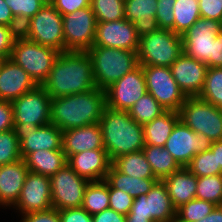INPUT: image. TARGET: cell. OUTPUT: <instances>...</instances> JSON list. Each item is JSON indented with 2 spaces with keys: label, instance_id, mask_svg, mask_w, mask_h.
Here are the masks:
<instances>
[{
  "label": "cell",
  "instance_id": "obj_38",
  "mask_svg": "<svg viewBox=\"0 0 222 222\" xmlns=\"http://www.w3.org/2000/svg\"><path fill=\"white\" fill-rule=\"evenodd\" d=\"M97 22L118 21L125 18L124 0H91Z\"/></svg>",
  "mask_w": 222,
  "mask_h": 222
},
{
  "label": "cell",
  "instance_id": "obj_50",
  "mask_svg": "<svg viewBox=\"0 0 222 222\" xmlns=\"http://www.w3.org/2000/svg\"><path fill=\"white\" fill-rule=\"evenodd\" d=\"M0 25L13 27L18 33L21 31V26L4 0H0Z\"/></svg>",
  "mask_w": 222,
  "mask_h": 222
},
{
  "label": "cell",
  "instance_id": "obj_8",
  "mask_svg": "<svg viewBox=\"0 0 222 222\" xmlns=\"http://www.w3.org/2000/svg\"><path fill=\"white\" fill-rule=\"evenodd\" d=\"M180 121L211 141L222 140V109L198 96L187 97L179 110Z\"/></svg>",
  "mask_w": 222,
  "mask_h": 222
},
{
  "label": "cell",
  "instance_id": "obj_41",
  "mask_svg": "<svg viewBox=\"0 0 222 222\" xmlns=\"http://www.w3.org/2000/svg\"><path fill=\"white\" fill-rule=\"evenodd\" d=\"M10 7L17 23L22 26L32 18L44 5L40 0H4Z\"/></svg>",
  "mask_w": 222,
  "mask_h": 222
},
{
  "label": "cell",
  "instance_id": "obj_3",
  "mask_svg": "<svg viewBox=\"0 0 222 222\" xmlns=\"http://www.w3.org/2000/svg\"><path fill=\"white\" fill-rule=\"evenodd\" d=\"M99 124L103 145L111 162L123 154L142 150L145 146L143 125L135 122L128 111L106 106Z\"/></svg>",
  "mask_w": 222,
  "mask_h": 222
},
{
  "label": "cell",
  "instance_id": "obj_40",
  "mask_svg": "<svg viewBox=\"0 0 222 222\" xmlns=\"http://www.w3.org/2000/svg\"><path fill=\"white\" fill-rule=\"evenodd\" d=\"M22 159L20 144L13 129L0 132V166Z\"/></svg>",
  "mask_w": 222,
  "mask_h": 222
},
{
  "label": "cell",
  "instance_id": "obj_47",
  "mask_svg": "<svg viewBox=\"0 0 222 222\" xmlns=\"http://www.w3.org/2000/svg\"><path fill=\"white\" fill-rule=\"evenodd\" d=\"M19 222H61V218L58 210L52 208L46 211L21 215Z\"/></svg>",
  "mask_w": 222,
  "mask_h": 222
},
{
  "label": "cell",
  "instance_id": "obj_22",
  "mask_svg": "<svg viewBox=\"0 0 222 222\" xmlns=\"http://www.w3.org/2000/svg\"><path fill=\"white\" fill-rule=\"evenodd\" d=\"M67 164L79 176L91 182L105 180L112 162L105 149H94L70 155Z\"/></svg>",
  "mask_w": 222,
  "mask_h": 222
},
{
  "label": "cell",
  "instance_id": "obj_36",
  "mask_svg": "<svg viewBox=\"0 0 222 222\" xmlns=\"http://www.w3.org/2000/svg\"><path fill=\"white\" fill-rule=\"evenodd\" d=\"M196 198L222 205V174L197 177Z\"/></svg>",
  "mask_w": 222,
  "mask_h": 222
},
{
  "label": "cell",
  "instance_id": "obj_6",
  "mask_svg": "<svg viewBox=\"0 0 222 222\" xmlns=\"http://www.w3.org/2000/svg\"><path fill=\"white\" fill-rule=\"evenodd\" d=\"M60 52L49 46H43L21 35H17L10 59L29 74L37 85L48 78L53 63Z\"/></svg>",
  "mask_w": 222,
  "mask_h": 222
},
{
  "label": "cell",
  "instance_id": "obj_7",
  "mask_svg": "<svg viewBox=\"0 0 222 222\" xmlns=\"http://www.w3.org/2000/svg\"><path fill=\"white\" fill-rule=\"evenodd\" d=\"M20 34L40 45L49 46L59 52L65 51L63 18L52 4H44L21 26Z\"/></svg>",
  "mask_w": 222,
  "mask_h": 222
},
{
  "label": "cell",
  "instance_id": "obj_51",
  "mask_svg": "<svg viewBox=\"0 0 222 222\" xmlns=\"http://www.w3.org/2000/svg\"><path fill=\"white\" fill-rule=\"evenodd\" d=\"M93 222H126V216L117 213L113 209H105L100 213L92 215Z\"/></svg>",
  "mask_w": 222,
  "mask_h": 222
},
{
  "label": "cell",
  "instance_id": "obj_28",
  "mask_svg": "<svg viewBox=\"0 0 222 222\" xmlns=\"http://www.w3.org/2000/svg\"><path fill=\"white\" fill-rule=\"evenodd\" d=\"M179 120V112L166 111L161 116L145 123L143 125L145 145L164 147Z\"/></svg>",
  "mask_w": 222,
  "mask_h": 222
},
{
  "label": "cell",
  "instance_id": "obj_10",
  "mask_svg": "<svg viewBox=\"0 0 222 222\" xmlns=\"http://www.w3.org/2000/svg\"><path fill=\"white\" fill-rule=\"evenodd\" d=\"M51 100L42 85L12 101L14 126H43L51 123Z\"/></svg>",
  "mask_w": 222,
  "mask_h": 222
},
{
  "label": "cell",
  "instance_id": "obj_4",
  "mask_svg": "<svg viewBox=\"0 0 222 222\" xmlns=\"http://www.w3.org/2000/svg\"><path fill=\"white\" fill-rule=\"evenodd\" d=\"M87 53L92 59L96 88L107 89L139 66L137 52L92 46Z\"/></svg>",
  "mask_w": 222,
  "mask_h": 222
},
{
  "label": "cell",
  "instance_id": "obj_49",
  "mask_svg": "<svg viewBox=\"0 0 222 222\" xmlns=\"http://www.w3.org/2000/svg\"><path fill=\"white\" fill-rule=\"evenodd\" d=\"M14 127L13 104L11 101L0 100V132Z\"/></svg>",
  "mask_w": 222,
  "mask_h": 222
},
{
  "label": "cell",
  "instance_id": "obj_37",
  "mask_svg": "<svg viewBox=\"0 0 222 222\" xmlns=\"http://www.w3.org/2000/svg\"><path fill=\"white\" fill-rule=\"evenodd\" d=\"M217 205L197 198L176 209L175 222H196L210 214Z\"/></svg>",
  "mask_w": 222,
  "mask_h": 222
},
{
  "label": "cell",
  "instance_id": "obj_12",
  "mask_svg": "<svg viewBox=\"0 0 222 222\" xmlns=\"http://www.w3.org/2000/svg\"><path fill=\"white\" fill-rule=\"evenodd\" d=\"M65 51H88L92 46L97 19L91 6L62 15Z\"/></svg>",
  "mask_w": 222,
  "mask_h": 222
},
{
  "label": "cell",
  "instance_id": "obj_35",
  "mask_svg": "<svg viewBox=\"0 0 222 222\" xmlns=\"http://www.w3.org/2000/svg\"><path fill=\"white\" fill-rule=\"evenodd\" d=\"M198 97L222 109V67L208 68L203 89Z\"/></svg>",
  "mask_w": 222,
  "mask_h": 222
},
{
  "label": "cell",
  "instance_id": "obj_5",
  "mask_svg": "<svg viewBox=\"0 0 222 222\" xmlns=\"http://www.w3.org/2000/svg\"><path fill=\"white\" fill-rule=\"evenodd\" d=\"M182 53V36L171 30L158 28L140 37L137 56L141 66L170 67Z\"/></svg>",
  "mask_w": 222,
  "mask_h": 222
},
{
  "label": "cell",
  "instance_id": "obj_29",
  "mask_svg": "<svg viewBox=\"0 0 222 222\" xmlns=\"http://www.w3.org/2000/svg\"><path fill=\"white\" fill-rule=\"evenodd\" d=\"M157 180V178H135L125 175L118 171L112 164L105 178V181L113 189L127 192L133 198L146 195Z\"/></svg>",
  "mask_w": 222,
  "mask_h": 222
},
{
  "label": "cell",
  "instance_id": "obj_23",
  "mask_svg": "<svg viewBox=\"0 0 222 222\" xmlns=\"http://www.w3.org/2000/svg\"><path fill=\"white\" fill-rule=\"evenodd\" d=\"M28 173L24 159L0 166V208L10 210L15 205Z\"/></svg>",
  "mask_w": 222,
  "mask_h": 222
},
{
  "label": "cell",
  "instance_id": "obj_25",
  "mask_svg": "<svg viewBox=\"0 0 222 222\" xmlns=\"http://www.w3.org/2000/svg\"><path fill=\"white\" fill-rule=\"evenodd\" d=\"M157 0H124L125 18L134 24L137 35L157 30Z\"/></svg>",
  "mask_w": 222,
  "mask_h": 222
},
{
  "label": "cell",
  "instance_id": "obj_17",
  "mask_svg": "<svg viewBox=\"0 0 222 222\" xmlns=\"http://www.w3.org/2000/svg\"><path fill=\"white\" fill-rule=\"evenodd\" d=\"M50 178L30 172L27 174L19 199L11 210L25 215L52 209Z\"/></svg>",
  "mask_w": 222,
  "mask_h": 222
},
{
  "label": "cell",
  "instance_id": "obj_21",
  "mask_svg": "<svg viewBox=\"0 0 222 222\" xmlns=\"http://www.w3.org/2000/svg\"><path fill=\"white\" fill-rule=\"evenodd\" d=\"M37 84L12 59L4 58L0 64V100L13 101Z\"/></svg>",
  "mask_w": 222,
  "mask_h": 222
},
{
  "label": "cell",
  "instance_id": "obj_1",
  "mask_svg": "<svg viewBox=\"0 0 222 222\" xmlns=\"http://www.w3.org/2000/svg\"><path fill=\"white\" fill-rule=\"evenodd\" d=\"M42 86L52 99L96 88L90 55L87 51L60 52Z\"/></svg>",
  "mask_w": 222,
  "mask_h": 222
},
{
  "label": "cell",
  "instance_id": "obj_20",
  "mask_svg": "<svg viewBox=\"0 0 222 222\" xmlns=\"http://www.w3.org/2000/svg\"><path fill=\"white\" fill-rule=\"evenodd\" d=\"M170 68L174 80L187 97L199 96L208 70L205 63L183 52Z\"/></svg>",
  "mask_w": 222,
  "mask_h": 222
},
{
  "label": "cell",
  "instance_id": "obj_53",
  "mask_svg": "<svg viewBox=\"0 0 222 222\" xmlns=\"http://www.w3.org/2000/svg\"><path fill=\"white\" fill-rule=\"evenodd\" d=\"M196 222H222V205L216 206L210 214Z\"/></svg>",
  "mask_w": 222,
  "mask_h": 222
},
{
  "label": "cell",
  "instance_id": "obj_26",
  "mask_svg": "<svg viewBox=\"0 0 222 222\" xmlns=\"http://www.w3.org/2000/svg\"><path fill=\"white\" fill-rule=\"evenodd\" d=\"M175 209L196 198L197 176L181 167L163 179Z\"/></svg>",
  "mask_w": 222,
  "mask_h": 222
},
{
  "label": "cell",
  "instance_id": "obj_31",
  "mask_svg": "<svg viewBox=\"0 0 222 222\" xmlns=\"http://www.w3.org/2000/svg\"><path fill=\"white\" fill-rule=\"evenodd\" d=\"M121 173L135 178H156L142 150L123 154L112 161Z\"/></svg>",
  "mask_w": 222,
  "mask_h": 222
},
{
  "label": "cell",
  "instance_id": "obj_39",
  "mask_svg": "<svg viewBox=\"0 0 222 222\" xmlns=\"http://www.w3.org/2000/svg\"><path fill=\"white\" fill-rule=\"evenodd\" d=\"M186 168L197 177L222 174L216 156L210 149L196 154Z\"/></svg>",
  "mask_w": 222,
  "mask_h": 222
},
{
  "label": "cell",
  "instance_id": "obj_32",
  "mask_svg": "<svg viewBox=\"0 0 222 222\" xmlns=\"http://www.w3.org/2000/svg\"><path fill=\"white\" fill-rule=\"evenodd\" d=\"M82 207L95 215L109 208V184L105 180L91 181L85 188Z\"/></svg>",
  "mask_w": 222,
  "mask_h": 222
},
{
  "label": "cell",
  "instance_id": "obj_30",
  "mask_svg": "<svg viewBox=\"0 0 222 222\" xmlns=\"http://www.w3.org/2000/svg\"><path fill=\"white\" fill-rule=\"evenodd\" d=\"M142 151L158 180H163L181 168L165 147L145 145Z\"/></svg>",
  "mask_w": 222,
  "mask_h": 222
},
{
  "label": "cell",
  "instance_id": "obj_56",
  "mask_svg": "<svg viewBox=\"0 0 222 222\" xmlns=\"http://www.w3.org/2000/svg\"><path fill=\"white\" fill-rule=\"evenodd\" d=\"M42 1L44 4H51V0H40Z\"/></svg>",
  "mask_w": 222,
  "mask_h": 222
},
{
  "label": "cell",
  "instance_id": "obj_27",
  "mask_svg": "<svg viewBox=\"0 0 222 222\" xmlns=\"http://www.w3.org/2000/svg\"><path fill=\"white\" fill-rule=\"evenodd\" d=\"M24 161L30 172L45 176L56 174L64 165L67 164L65 153L60 150H37L29 153Z\"/></svg>",
  "mask_w": 222,
  "mask_h": 222
},
{
  "label": "cell",
  "instance_id": "obj_42",
  "mask_svg": "<svg viewBox=\"0 0 222 222\" xmlns=\"http://www.w3.org/2000/svg\"><path fill=\"white\" fill-rule=\"evenodd\" d=\"M134 198L127 192L122 190L113 189L109 185V208L113 209L117 213L127 215L132 208Z\"/></svg>",
  "mask_w": 222,
  "mask_h": 222
},
{
  "label": "cell",
  "instance_id": "obj_43",
  "mask_svg": "<svg viewBox=\"0 0 222 222\" xmlns=\"http://www.w3.org/2000/svg\"><path fill=\"white\" fill-rule=\"evenodd\" d=\"M176 0H157L156 20L159 28L174 32L173 8Z\"/></svg>",
  "mask_w": 222,
  "mask_h": 222
},
{
  "label": "cell",
  "instance_id": "obj_19",
  "mask_svg": "<svg viewBox=\"0 0 222 222\" xmlns=\"http://www.w3.org/2000/svg\"><path fill=\"white\" fill-rule=\"evenodd\" d=\"M139 40L134 24L124 18L118 21L97 22L93 46L138 52Z\"/></svg>",
  "mask_w": 222,
  "mask_h": 222
},
{
  "label": "cell",
  "instance_id": "obj_16",
  "mask_svg": "<svg viewBox=\"0 0 222 222\" xmlns=\"http://www.w3.org/2000/svg\"><path fill=\"white\" fill-rule=\"evenodd\" d=\"M106 91V106L114 110L129 111L147 93L142 66L111 84Z\"/></svg>",
  "mask_w": 222,
  "mask_h": 222
},
{
  "label": "cell",
  "instance_id": "obj_24",
  "mask_svg": "<svg viewBox=\"0 0 222 222\" xmlns=\"http://www.w3.org/2000/svg\"><path fill=\"white\" fill-rule=\"evenodd\" d=\"M94 149H105L99 123L63 131L62 151L66 158L82 151Z\"/></svg>",
  "mask_w": 222,
  "mask_h": 222
},
{
  "label": "cell",
  "instance_id": "obj_13",
  "mask_svg": "<svg viewBox=\"0 0 222 222\" xmlns=\"http://www.w3.org/2000/svg\"><path fill=\"white\" fill-rule=\"evenodd\" d=\"M126 216L148 217L152 222H175L176 209L163 180H157L146 195L134 198Z\"/></svg>",
  "mask_w": 222,
  "mask_h": 222
},
{
  "label": "cell",
  "instance_id": "obj_15",
  "mask_svg": "<svg viewBox=\"0 0 222 222\" xmlns=\"http://www.w3.org/2000/svg\"><path fill=\"white\" fill-rule=\"evenodd\" d=\"M212 143L205 135L195 133L179 120L164 147L181 167H186L196 154L209 150Z\"/></svg>",
  "mask_w": 222,
  "mask_h": 222
},
{
  "label": "cell",
  "instance_id": "obj_54",
  "mask_svg": "<svg viewBox=\"0 0 222 222\" xmlns=\"http://www.w3.org/2000/svg\"><path fill=\"white\" fill-rule=\"evenodd\" d=\"M210 150L215 154L217 166H220L222 170V140L213 142Z\"/></svg>",
  "mask_w": 222,
  "mask_h": 222
},
{
  "label": "cell",
  "instance_id": "obj_2",
  "mask_svg": "<svg viewBox=\"0 0 222 222\" xmlns=\"http://www.w3.org/2000/svg\"><path fill=\"white\" fill-rule=\"evenodd\" d=\"M105 107V89L56 97L51 100V123L62 131L96 124Z\"/></svg>",
  "mask_w": 222,
  "mask_h": 222
},
{
  "label": "cell",
  "instance_id": "obj_45",
  "mask_svg": "<svg viewBox=\"0 0 222 222\" xmlns=\"http://www.w3.org/2000/svg\"><path fill=\"white\" fill-rule=\"evenodd\" d=\"M201 17L222 22V0H198Z\"/></svg>",
  "mask_w": 222,
  "mask_h": 222
},
{
  "label": "cell",
  "instance_id": "obj_9",
  "mask_svg": "<svg viewBox=\"0 0 222 222\" xmlns=\"http://www.w3.org/2000/svg\"><path fill=\"white\" fill-rule=\"evenodd\" d=\"M147 92L166 110L179 112L187 96L174 80L170 67L142 66Z\"/></svg>",
  "mask_w": 222,
  "mask_h": 222
},
{
  "label": "cell",
  "instance_id": "obj_52",
  "mask_svg": "<svg viewBox=\"0 0 222 222\" xmlns=\"http://www.w3.org/2000/svg\"><path fill=\"white\" fill-rule=\"evenodd\" d=\"M211 67H222V30L217 34L215 40H213Z\"/></svg>",
  "mask_w": 222,
  "mask_h": 222
},
{
  "label": "cell",
  "instance_id": "obj_34",
  "mask_svg": "<svg viewBox=\"0 0 222 222\" xmlns=\"http://www.w3.org/2000/svg\"><path fill=\"white\" fill-rule=\"evenodd\" d=\"M130 117L138 124L144 125L161 116L166 110L153 98L150 93L142 96L128 111Z\"/></svg>",
  "mask_w": 222,
  "mask_h": 222
},
{
  "label": "cell",
  "instance_id": "obj_33",
  "mask_svg": "<svg viewBox=\"0 0 222 222\" xmlns=\"http://www.w3.org/2000/svg\"><path fill=\"white\" fill-rule=\"evenodd\" d=\"M173 15L174 33L182 36L201 17L198 0H176Z\"/></svg>",
  "mask_w": 222,
  "mask_h": 222
},
{
  "label": "cell",
  "instance_id": "obj_44",
  "mask_svg": "<svg viewBox=\"0 0 222 222\" xmlns=\"http://www.w3.org/2000/svg\"><path fill=\"white\" fill-rule=\"evenodd\" d=\"M19 33L13 28L0 25V57L10 58L14 41Z\"/></svg>",
  "mask_w": 222,
  "mask_h": 222
},
{
  "label": "cell",
  "instance_id": "obj_46",
  "mask_svg": "<svg viewBox=\"0 0 222 222\" xmlns=\"http://www.w3.org/2000/svg\"><path fill=\"white\" fill-rule=\"evenodd\" d=\"M52 5L61 15H65L91 6V0H53Z\"/></svg>",
  "mask_w": 222,
  "mask_h": 222
},
{
  "label": "cell",
  "instance_id": "obj_11",
  "mask_svg": "<svg viewBox=\"0 0 222 222\" xmlns=\"http://www.w3.org/2000/svg\"><path fill=\"white\" fill-rule=\"evenodd\" d=\"M52 207L57 210L82 207L89 181L79 176L68 164L49 177Z\"/></svg>",
  "mask_w": 222,
  "mask_h": 222
},
{
  "label": "cell",
  "instance_id": "obj_18",
  "mask_svg": "<svg viewBox=\"0 0 222 222\" xmlns=\"http://www.w3.org/2000/svg\"><path fill=\"white\" fill-rule=\"evenodd\" d=\"M13 130L20 144V154L24 159L37 150L62 149L63 131L52 123L37 126H14Z\"/></svg>",
  "mask_w": 222,
  "mask_h": 222
},
{
  "label": "cell",
  "instance_id": "obj_55",
  "mask_svg": "<svg viewBox=\"0 0 222 222\" xmlns=\"http://www.w3.org/2000/svg\"><path fill=\"white\" fill-rule=\"evenodd\" d=\"M126 222H152L148 217L126 216Z\"/></svg>",
  "mask_w": 222,
  "mask_h": 222
},
{
  "label": "cell",
  "instance_id": "obj_14",
  "mask_svg": "<svg viewBox=\"0 0 222 222\" xmlns=\"http://www.w3.org/2000/svg\"><path fill=\"white\" fill-rule=\"evenodd\" d=\"M222 30V22L200 17L183 35V52L211 68L213 40Z\"/></svg>",
  "mask_w": 222,
  "mask_h": 222
},
{
  "label": "cell",
  "instance_id": "obj_48",
  "mask_svg": "<svg viewBox=\"0 0 222 222\" xmlns=\"http://www.w3.org/2000/svg\"><path fill=\"white\" fill-rule=\"evenodd\" d=\"M61 222H93L90 215L83 207L58 210Z\"/></svg>",
  "mask_w": 222,
  "mask_h": 222
}]
</instances>
